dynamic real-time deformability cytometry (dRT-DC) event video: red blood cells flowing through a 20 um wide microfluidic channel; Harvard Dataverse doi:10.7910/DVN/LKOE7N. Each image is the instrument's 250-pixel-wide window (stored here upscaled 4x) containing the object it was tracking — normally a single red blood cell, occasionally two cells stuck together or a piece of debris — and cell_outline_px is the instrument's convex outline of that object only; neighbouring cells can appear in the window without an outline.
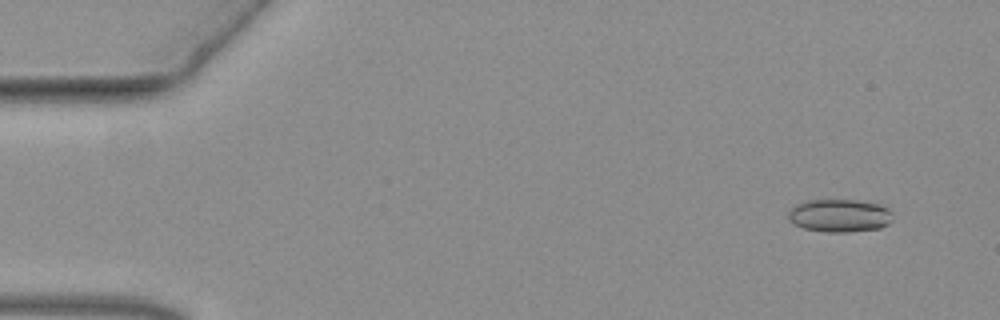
{"species": "common noctule bat (a hibernating species)", "species_latin": "Nyctalus noctula", "temperature_condition": "warm", "stored_images_in_passage": 52, "camera_frame_rate_fps": 3000, "um_per_image_px": 0.085, "animal": {"sex": "female", "body_mass_g": 19.3, "forearm_length_mm": 54.1}, "frame": {"image": 1, "passage_image": 1, "time_ms": 0.0, "image_size_px": [1000, 320], "cell_outline_px": [[892, 220], [888, 224], [880, 228], [848, 232], [824, 232], [804, 228], [792, 224], [788, 220], [788, 212], [796, 204], [808, 200], [856, 200], [880, 204], [888, 208], [892, 212]], "centroid_in_image_um": [71.36, 18.33], "position_along_channel_um": 13.6, "area_um2": 20.23}}
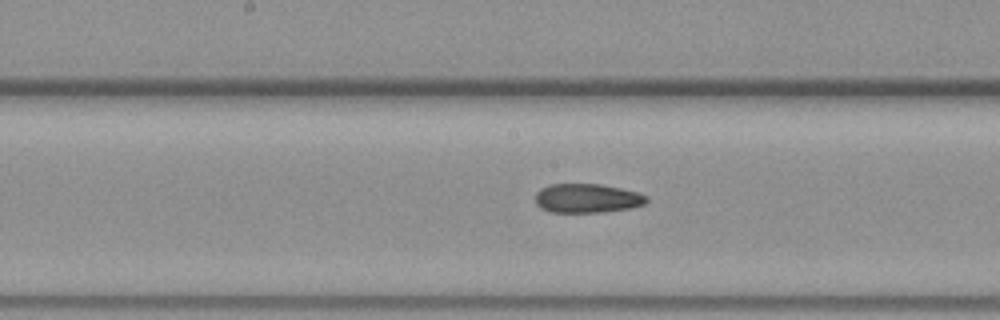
{"frame": {"image": 2, "passage_image": 25, "time_ms": 8.0, "image_size_px": [1000, 320], "cell_outline_px": [[648, 200], [644, 204], [632, 208], [604, 212], [548, 212], [540, 208], [536, 204], [536, 192], [540, 188], [552, 184], [600, 184], [620, 188], [636, 192], [648, 196]], "centroid_in_image_um": [49.89, 16.86], "position_along_channel_um": 198.3, "area_um2": 18.96}}
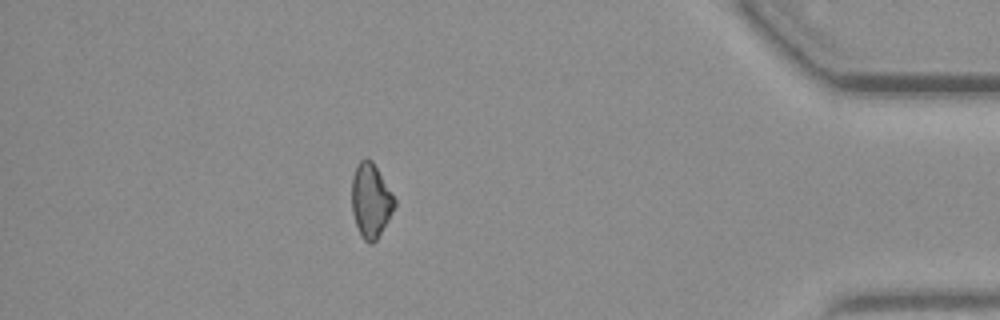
{"frame": {"image": 3, "passage_image": 45, "time_ms": 14.667, "image_size_px": [1000, 320], "cell_outline_px": [[396, 204], [388, 220], [376, 240], [372, 244], [368, 244], [360, 236], [352, 212], [352, 176], [356, 164], [360, 160], [372, 160], [396, 200]], "centroid_in_image_um": [31.5, 17.06], "position_along_channel_um": 403.7, "area_um2": 18.38}}